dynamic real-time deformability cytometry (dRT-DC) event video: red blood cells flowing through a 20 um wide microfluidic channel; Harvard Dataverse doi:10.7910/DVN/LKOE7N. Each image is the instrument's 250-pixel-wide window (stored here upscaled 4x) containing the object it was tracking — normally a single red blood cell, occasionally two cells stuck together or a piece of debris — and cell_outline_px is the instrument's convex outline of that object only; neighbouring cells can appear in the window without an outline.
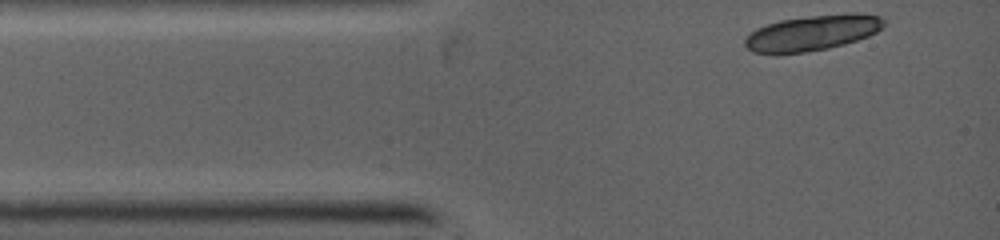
{"species": "common noctule bat (a hibernating species)", "species_latin": "Nyctalus noctula", "temperature_condition": "warm", "stored_images_in_passage": 7, "camera_frame_rate_fps": 5000, "um_per_image_px": 0.085, "animal": {"sex": "female", "body_mass_g": 19.0, "forearm_length_mm": 53.3}, "frame": {"image": 1, "passage_image": 1, "time_ms": 0.0, "image_size_px": [1000, 240], "cell_outline_px": [[884, 24], [876, 32], [868, 36], [844, 44], [828, 48], [804, 52], [776, 56], [752, 52], [744, 44], [744, 40], [756, 28], [780, 20], [812, 16], [852, 12], [856, 12], [880, 16], [884, 20]], "centroid_in_image_um": [69.01, 2.81], "position_along_channel_um": 16.0, "area_um2": 28.96}}